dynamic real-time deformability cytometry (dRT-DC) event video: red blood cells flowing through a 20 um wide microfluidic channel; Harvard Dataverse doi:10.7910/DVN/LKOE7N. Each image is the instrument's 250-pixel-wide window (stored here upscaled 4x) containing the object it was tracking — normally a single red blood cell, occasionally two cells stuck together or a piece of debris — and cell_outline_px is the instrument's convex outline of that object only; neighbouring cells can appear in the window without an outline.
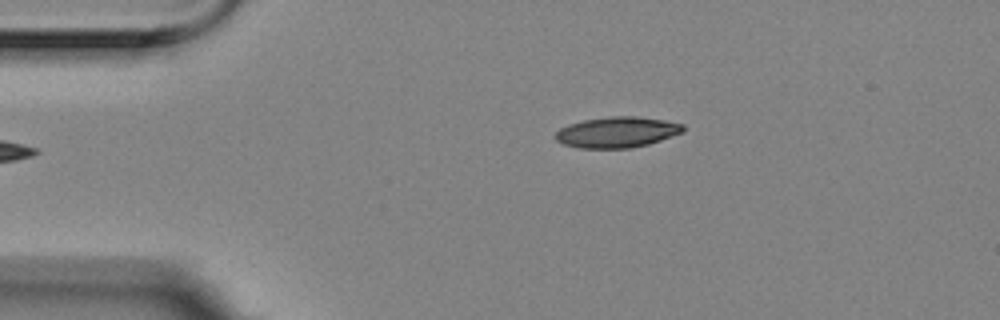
{"species": "Egyptian fruit bat (a non-hibernating species)", "species_latin": "Rousettus aegyptiacus", "temperature_condition": "room temperature", "stored_images_in_passage": 6, "camera_frame_rate_fps": 3000, "um_per_image_px": 0.085, "animal": {"sex": "female"}, "frame": {"image": 1, "passage_image": 6, "time_ms": 1.667, "image_size_px": [1000, 320], "cell_outline_px": [[684, 132], [648, 144], [632, 148], [576, 148], [564, 144], [556, 140], [552, 136], [560, 128], [568, 124], [584, 120], [612, 116], [636, 116], [664, 120], [684, 124]], "centroid_in_image_um": [52.43, 11.24], "position_along_channel_um": 32.6, "area_um2": 23.0}}